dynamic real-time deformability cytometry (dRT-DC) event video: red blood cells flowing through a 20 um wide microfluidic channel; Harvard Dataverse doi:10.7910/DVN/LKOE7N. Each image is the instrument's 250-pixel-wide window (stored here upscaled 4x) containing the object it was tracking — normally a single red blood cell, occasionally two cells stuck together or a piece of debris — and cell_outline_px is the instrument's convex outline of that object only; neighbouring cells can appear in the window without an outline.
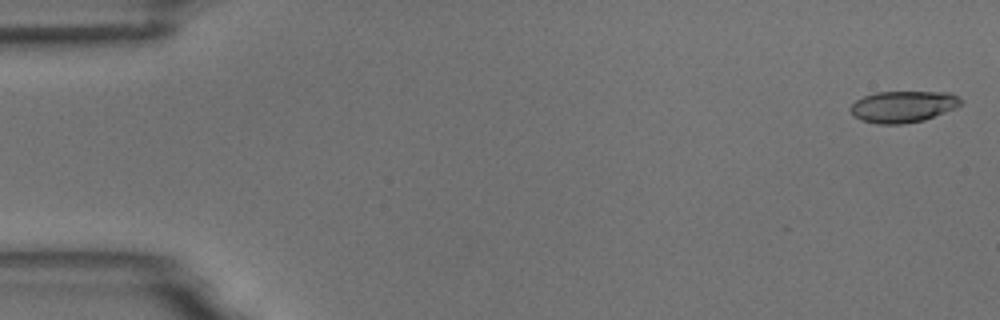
{"species": "common noctule bat (a hibernating species)", "species_latin": "Nyctalus noctula", "temperature_condition": "room temperature", "stored_images_in_passage": 3, "camera_frame_rate_fps": 3000, "um_per_image_px": 0.085, "animal": {"sex": "male", "body_mass_g": 18.8}, "frame": {"image": 1, "passage_image": 1, "time_ms": 0.0, "image_size_px": [1000, 320], "cell_outline_px": [[964, 100], [956, 108], [924, 120], [900, 124], [880, 124], [860, 120], [848, 108], [856, 100], [864, 96], [876, 92], [948, 92]], "centroid_in_image_um": [76.76, 9.06], "position_along_channel_um": 8.2, "area_um2": 20.17}}